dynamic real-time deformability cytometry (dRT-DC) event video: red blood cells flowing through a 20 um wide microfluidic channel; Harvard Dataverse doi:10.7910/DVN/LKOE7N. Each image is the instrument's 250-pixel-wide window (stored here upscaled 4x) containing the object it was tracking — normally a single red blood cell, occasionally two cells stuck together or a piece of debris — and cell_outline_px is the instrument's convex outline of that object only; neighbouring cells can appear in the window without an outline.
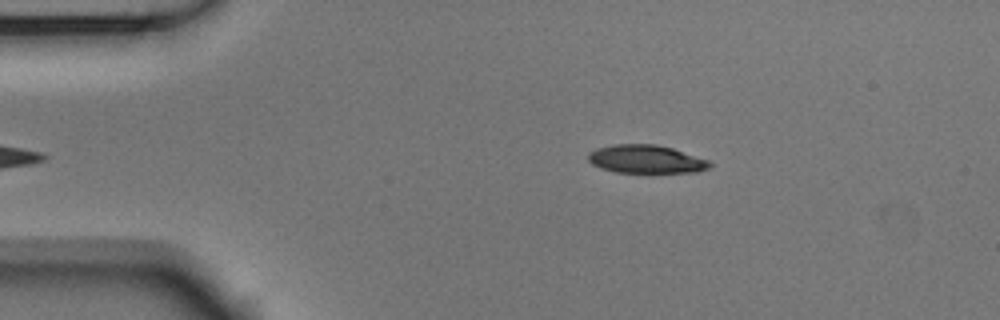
{"species": "Egyptian fruit bat (a non-hibernating species)", "species_latin": "Rousettus aegyptiacus", "temperature_condition": "room temperature", "stored_images_in_passage": 38, "camera_frame_rate_fps": 3000, "um_per_image_px": 0.085, "animal": {"sex": "male"}, "frame": {"image": 1, "passage_image": 2, "time_ms": 0.333, "image_size_px": [1000, 320], "cell_outline_px": [[712, 164], [708, 168], [700, 172], [616, 172], [600, 168], [592, 164], [588, 160], [588, 152], [596, 148], [616, 144], [656, 144], [672, 148], [712, 160]], "centroid_in_image_um": [54.94, 13.52], "position_along_channel_um": 30.1, "area_um2": 20.17}}
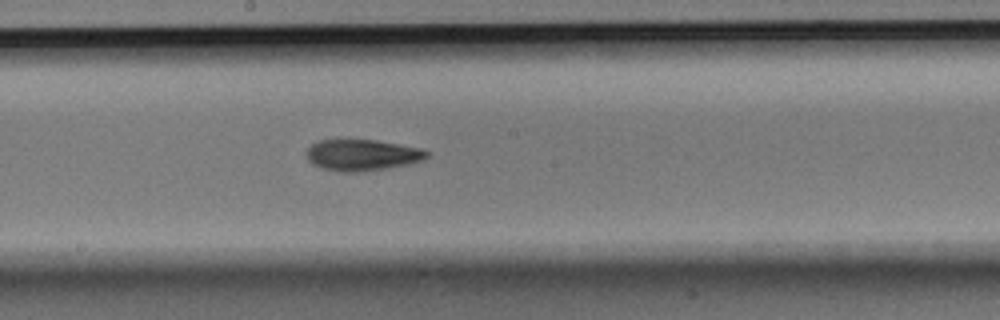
{"frame": {"image": 2, "passage_image": 21, "time_ms": 6.667, "image_size_px": [1000, 320], "cell_outline_px": [[432, 152], [424, 160], [408, 164], [388, 168], [360, 172], [340, 172], [324, 168], [312, 164], [308, 160], [308, 148], [316, 140], [376, 140], [424, 148]], "centroid_in_image_um": [30.85, 13.17], "position_along_channel_um": 217.3, "area_um2": 22.08}}
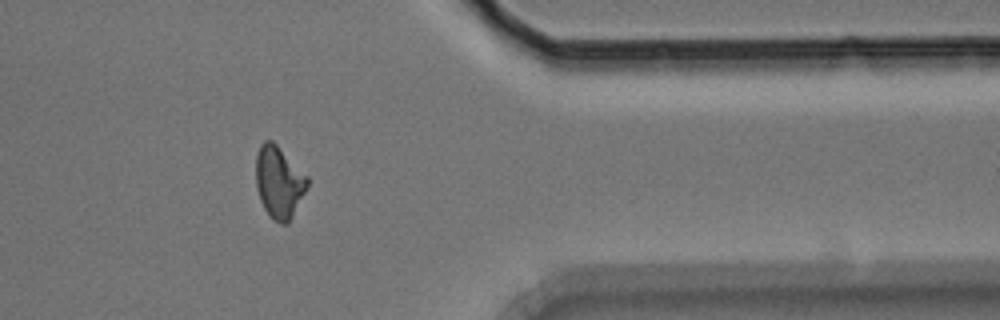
{"frame": {"image": 3, "passage_image": 36, "time_ms": 11.667, "image_size_px": [1000, 320], "cell_outline_px": [[308, 188], [288, 224], [280, 224], [272, 220], [268, 216], [260, 200], [256, 188], [256, 152], [260, 144], [264, 140], [272, 140], [308, 176]], "centroid_in_image_um": [23.71, 15.5], "position_along_channel_um": 387.7, "area_um2": 21.91}, "authors_computed_cell_mechanics": {"area_um2": 21.7617, "velocity_mm_per_s": 3.7401, "shape_relaxation_time_tau1_ms": 3.0936, "shape_relaxation_time_tau2_ms": 5.1138, "deformation_change_tau1": 0.1431, "deformation_change_tau2": 0.1333}}